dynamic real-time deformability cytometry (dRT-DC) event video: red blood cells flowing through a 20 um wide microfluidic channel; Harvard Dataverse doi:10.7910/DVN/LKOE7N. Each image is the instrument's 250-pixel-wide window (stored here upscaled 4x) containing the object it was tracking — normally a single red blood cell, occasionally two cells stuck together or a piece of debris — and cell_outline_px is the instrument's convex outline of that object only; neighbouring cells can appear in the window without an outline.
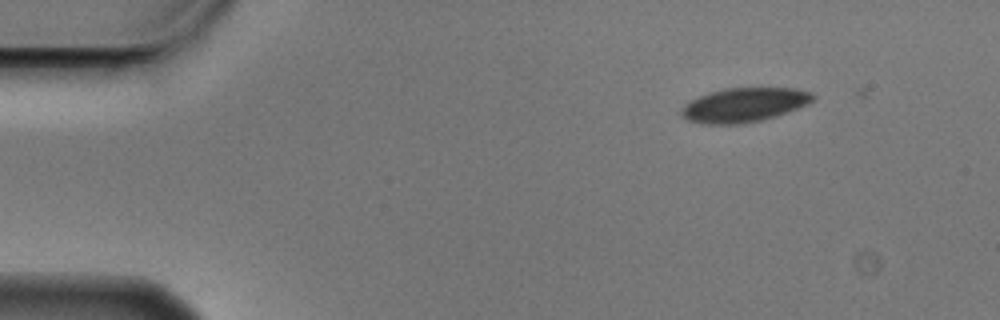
{"species": "Egyptian fruit bat (a non-hibernating species)", "species_latin": "Rousettus aegyptiacus", "temperature_condition": "cold", "stored_images_in_passage": 2, "camera_frame_rate_fps": 3000, "um_per_image_px": 0.085, "animal": {"sex": "male"}, "frame": {"image": 1, "passage_image": 1, "time_ms": 0.0, "image_size_px": [1000, 320], "cell_outline_px": [[816, 100], [808, 104], [776, 116], [760, 120], [740, 124], [700, 124], [688, 120], [680, 116], [680, 112], [684, 104], [688, 100], [708, 92], [724, 88], [796, 88], [812, 92], [816, 96]], "centroid_in_image_um": [63.23, 8.91], "position_along_channel_um": 21.8, "area_um2": 26.59}}